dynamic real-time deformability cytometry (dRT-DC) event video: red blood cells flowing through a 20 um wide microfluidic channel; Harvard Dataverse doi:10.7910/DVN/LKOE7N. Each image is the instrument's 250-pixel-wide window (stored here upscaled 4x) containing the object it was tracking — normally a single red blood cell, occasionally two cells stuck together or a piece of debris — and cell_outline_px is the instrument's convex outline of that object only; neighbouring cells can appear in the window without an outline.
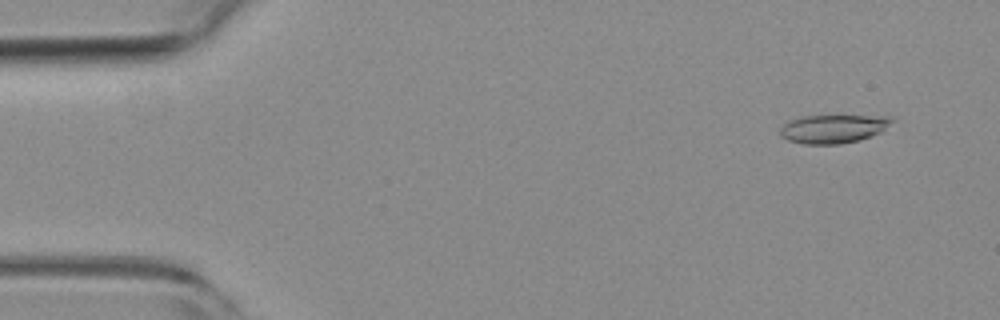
{"species": "common noctule bat (a hibernating species)", "species_latin": "Nyctalus noctula", "temperature_condition": "room temperature", "stored_images_in_passage": 54, "camera_frame_rate_fps": 3000, "um_per_image_px": 0.085, "animal": {"sex": "female", "body_mass_g": 19.3, "forearm_length_mm": 54.1}, "frame": {"image": 1, "passage_image": 4, "time_ms": 1.0, "image_size_px": [1000, 320], "cell_outline_px": [[896, 120], [880, 132], [860, 140], [840, 144], [804, 144], [788, 140], [780, 136], [780, 128], [788, 120], [800, 116], [892, 116]], "centroid_in_image_um": [70.82, 10.94], "position_along_channel_um": 14.2, "area_um2": 18.67}}
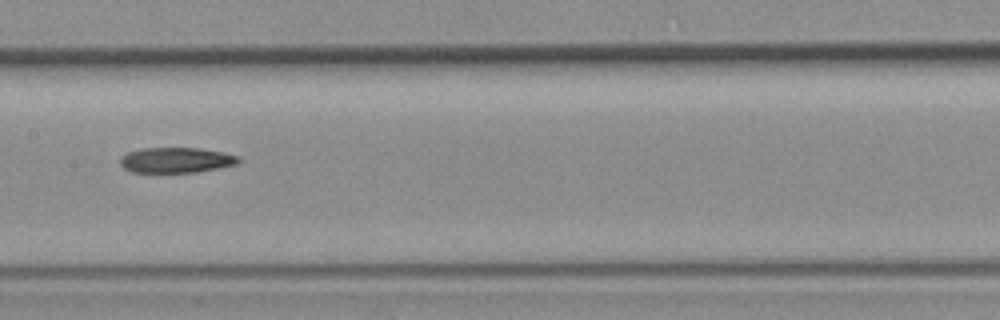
{"frame": {"image": 2, "passage_image": 27, "time_ms": 8.667, "image_size_px": [1000, 320], "cell_outline_px": [[240, 160], [236, 164], [220, 168], [196, 172], [152, 176], [132, 172], [124, 168], [120, 164], [120, 156], [128, 152], [140, 148], [200, 148], [240, 156]], "centroid_in_image_um": [14.88, 13.66], "position_along_channel_um": 192.5, "area_um2": 18.44}}
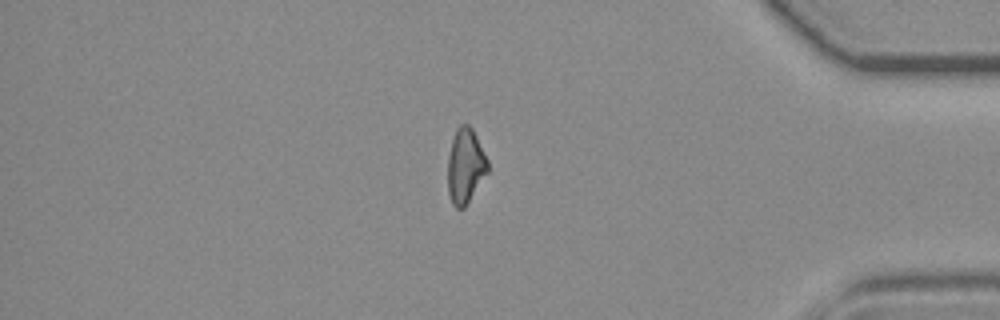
{"frame": {"image": 3, "passage_image": 46, "time_ms": 15.0, "image_size_px": [1000, 320], "cell_outline_px": [[488, 172], [464, 208], [456, 208], [452, 204], [448, 192], [448, 156], [452, 140], [456, 128], [460, 124], [468, 124], [472, 128], [488, 160]], "centroid_in_image_um": [39.55, 14.1], "position_along_channel_um": 395.6, "area_um2": 17.4}}